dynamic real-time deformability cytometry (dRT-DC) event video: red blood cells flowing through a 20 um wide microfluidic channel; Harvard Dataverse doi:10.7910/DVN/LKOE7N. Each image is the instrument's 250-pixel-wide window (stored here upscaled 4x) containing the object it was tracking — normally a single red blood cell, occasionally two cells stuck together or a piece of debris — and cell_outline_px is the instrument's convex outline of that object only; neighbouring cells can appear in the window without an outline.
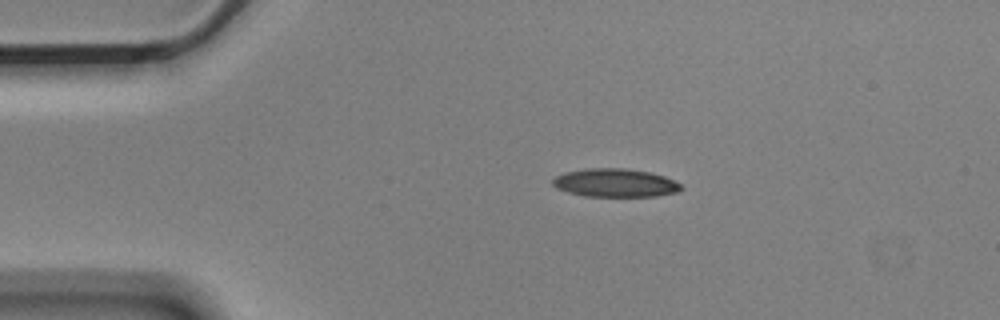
{"species": "Egyptian fruit bat (a non-hibernating species)", "species_latin": "Rousettus aegyptiacus", "temperature_condition": "cold", "stored_images_in_passage": 2, "camera_frame_rate_fps": 3000, "um_per_image_px": 0.085, "animal": {"sex": "male"}, "frame": {"image": 1, "passage_image": 1, "time_ms": 0.0, "image_size_px": [1000, 320], "cell_outline_px": [[684, 188], [680, 192], [656, 196], [584, 196], [568, 192], [556, 188], [552, 184], [552, 180], [556, 176], [564, 172], [584, 168], [624, 168], [648, 172], [664, 176], [680, 184]], "centroid_in_image_um": [52.28, 15.54], "position_along_channel_um": 32.7, "area_um2": 21.27}}